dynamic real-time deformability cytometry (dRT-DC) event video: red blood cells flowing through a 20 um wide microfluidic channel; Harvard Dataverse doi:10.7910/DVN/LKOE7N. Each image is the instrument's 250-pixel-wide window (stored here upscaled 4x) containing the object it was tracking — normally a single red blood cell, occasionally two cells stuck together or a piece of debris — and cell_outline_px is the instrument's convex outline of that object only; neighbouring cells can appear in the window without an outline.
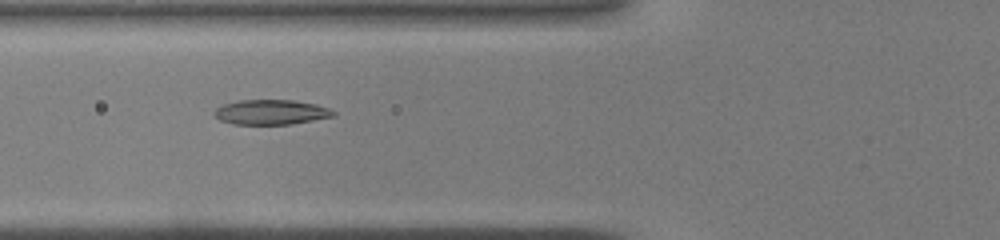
{"species": "common noctule bat (a hibernating species)", "species_latin": "Nyctalus noctula", "temperature_condition": "warm", "stored_images_in_passage": 37, "camera_frame_rate_fps": 3000, "um_per_image_px": 0.085, "animal": {"sex": "male", "body_mass_g": 19.0, "forearm_length_mm": 50.8}, "frame": {"image": 1, "passage_image": 10, "time_ms": 3.0, "image_size_px": [1000, 240], "cell_outline_px": [[336, 116], [292, 124], [232, 124], [220, 120], [212, 112], [216, 108], [224, 104], [236, 100], [292, 100], [316, 104], [328, 108], [336, 112]], "centroid_in_image_um": [23.04, 9.53], "position_along_channel_um": 102.8, "area_um2": 17.34}}
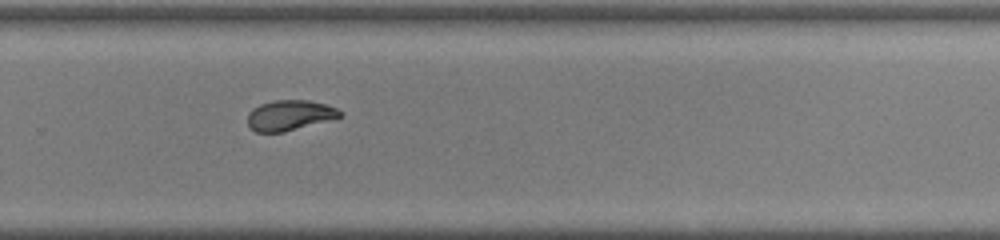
{"frame": {"image": 2, "passage_image": 23, "time_ms": 7.333, "image_size_px": [1000, 240], "cell_outline_px": [[344, 116], [284, 132], [256, 132], [248, 124], [248, 112], [252, 108], [260, 104], [272, 100], [308, 100], [324, 104], [336, 108], [344, 112]], "centroid_in_image_um": [24.63, 9.79], "position_along_channel_um": 305.2, "area_um2": 16.36}}
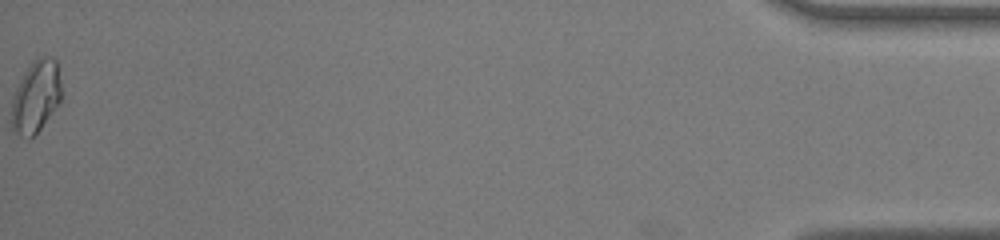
{"frame": {"image": 3, "passage_image": 37, "time_ms": 12.0, "image_size_px": [1000, 240], "cell_outline_px": [[64, 92], [60, 100], [40, 128], [28, 140], [12, 132], [12, 96], [24, 72], [32, 60], [36, 56], [52, 56], [56, 60]], "centroid_in_image_um": [3.06, 8.16], "position_along_channel_um": 432.1, "area_um2": 21.27}}